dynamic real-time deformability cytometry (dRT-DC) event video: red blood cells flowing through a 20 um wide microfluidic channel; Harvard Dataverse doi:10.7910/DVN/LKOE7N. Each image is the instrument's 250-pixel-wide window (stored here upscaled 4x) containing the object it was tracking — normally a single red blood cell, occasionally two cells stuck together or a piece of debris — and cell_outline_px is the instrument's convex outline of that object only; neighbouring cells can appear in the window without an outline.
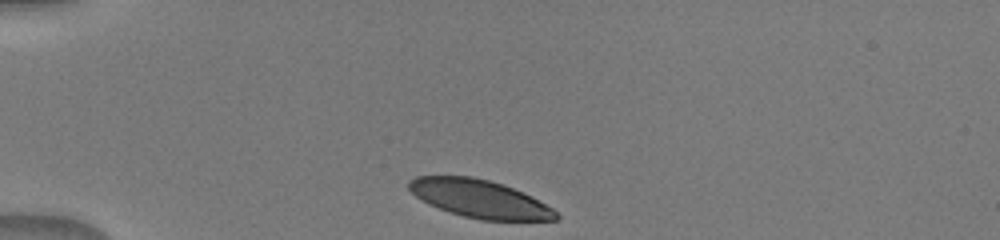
{"species": "human", "species_latin": "Homo sapiens", "temperature_condition": "warm", "stored_images_in_passage": 35, "camera_frame_rate_fps": 3000, "um_per_image_px": 0.085, "donor": {"sex": "male"}, "frame": {"image": 1, "passage_image": 1, "time_ms": 0.0, "image_size_px": [1000, 240], "cell_outline_px": [[560, 216], [556, 220], [484, 220], [464, 216], [428, 204], [416, 196], [408, 188], [408, 180], [416, 176], [472, 176], [504, 184], [552, 208]], "centroid_in_image_um": [40.73, 16.88], "position_along_channel_um": 44.3, "area_um2": 31.96}}
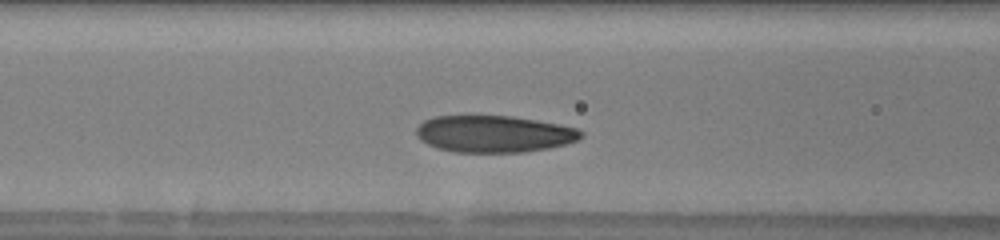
{"frame": {"image": 2, "passage_image": 10, "time_ms": 3.0, "image_size_px": [1000, 240], "cell_outline_px": [[584, 136], [580, 140], [548, 148], [524, 152], [456, 152], [436, 148], [420, 140], [416, 136], [416, 128], [424, 120], [432, 116], [512, 116], [560, 124], [576, 128], [584, 132]], "centroid_in_image_um": [41.99, 11.38], "position_along_channel_um": 124.6, "area_um2": 35.55}}
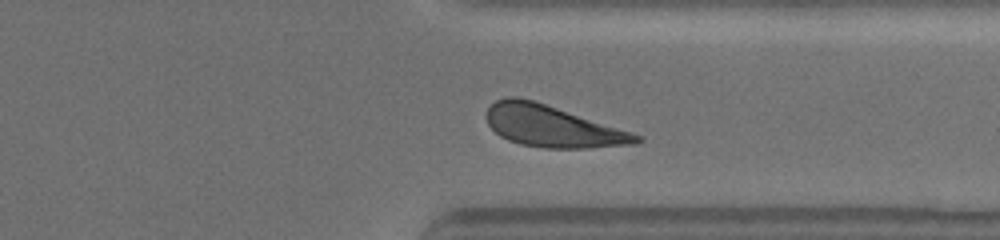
{"frame": {"image": 3, "passage_image": 28, "time_ms": 9.0, "image_size_px": [1000, 240], "cell_outline_px": [[644, 140], [636, 144], [588, 148], [544, 148], [520, 144], [508, 140], [500, 136], [488, 124], [484, 116], [488, 108], [496, 100], [508, 96], [516, 96], [532, 100], [632, 132], [644, 136]], "centroid_in_image_um": [46.94, 10.74], "position_along_channel_um": 364.5, "area_um2": 36.18}}